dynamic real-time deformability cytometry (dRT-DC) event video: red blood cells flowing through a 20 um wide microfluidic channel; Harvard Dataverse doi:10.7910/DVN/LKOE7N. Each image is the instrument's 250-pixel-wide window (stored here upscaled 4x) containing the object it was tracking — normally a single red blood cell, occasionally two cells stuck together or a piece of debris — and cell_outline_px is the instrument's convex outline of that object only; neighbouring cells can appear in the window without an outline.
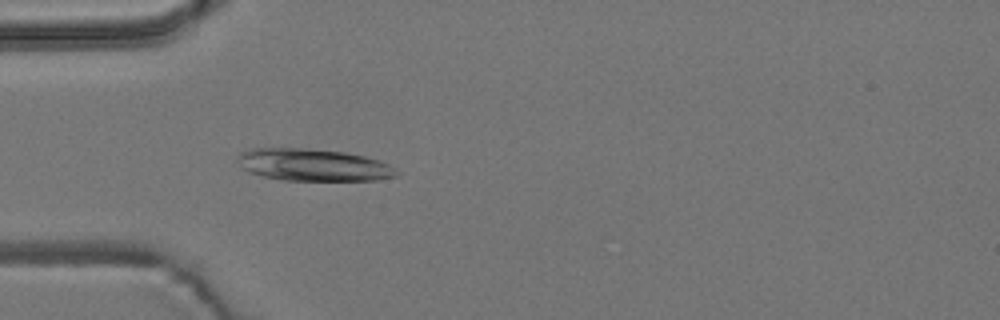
{"species": "common noctule bat (a hibernating species)", "species_latin": "Nyctalus noctula", "temperature_condition": "room temperature", "stored_images_in_passage": 42, "camera_frame_rate_fps": 3000, "um_per_image_px": 0.085, "animal": {"sex": "male", "body_mass_g": 19.2, "forearm_length_mm": 51.8}, "frame": {"image": 1, "passage_image": 13, "time_ms": 4.0, "image_size_px": [1000, 320], "cell_outline_px": [[400, 172], [396, 176], [376, 180], [284, 180], [264, 176], [248, 172], [236, 160], [236, 156], [240, 152], [252, 148], [304, 148], [344, 152], [364, 156], [388, 164]], "centroid_in_image_um": [26.59, 14.01], "position_along_channel_um": 58.4, "area_um2": 29.65}}
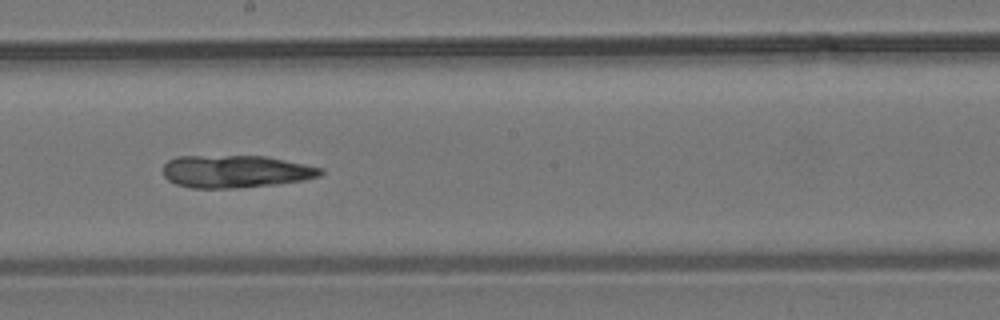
{"frame": {"image": 2, "passage_image": 27, "time_ms": 8.667, "image_size_px": [1000, 320], "cell_outline_px": [[324, 172], [320, 176], [304, 180], [276, 184], [236, 188], [192, 188], [176, 184], [168, 180], [164, 176], [164, 164], [168, 160], [176, 156], [264, 156], [324, 168]], "centroid_in_image_um": [20.03, 14.57], "position_along_channel_um": 228.2, "area_um2": 29.88}}
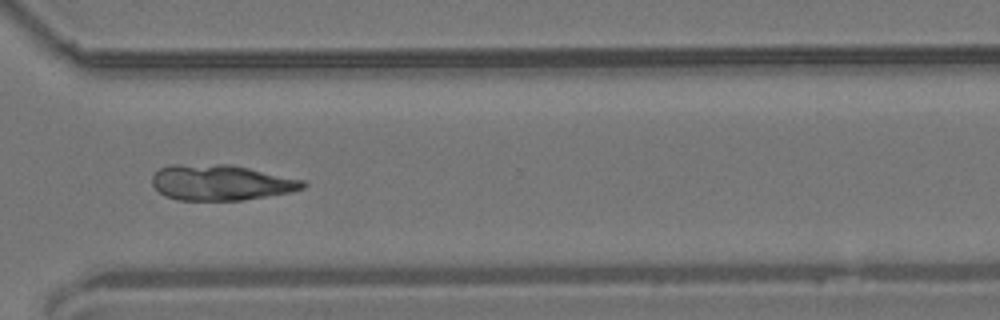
{"frame": {"image": 3, "passage_image": 37, "time_ms": 12.0, "image_size_px": [1000, 320], "cell_outline_px": [[308, 184], [304, 188], [292, 192], [240, 200], [176, 200], [164, 196], [152, 184], [152, 176], [160, 168], [172, 164], [232, 164], [304, 180]], "centroid_in_image_um": [18.78, 15.51], "position_along_channel_um": 351.8, "area_um2": 31.44}}